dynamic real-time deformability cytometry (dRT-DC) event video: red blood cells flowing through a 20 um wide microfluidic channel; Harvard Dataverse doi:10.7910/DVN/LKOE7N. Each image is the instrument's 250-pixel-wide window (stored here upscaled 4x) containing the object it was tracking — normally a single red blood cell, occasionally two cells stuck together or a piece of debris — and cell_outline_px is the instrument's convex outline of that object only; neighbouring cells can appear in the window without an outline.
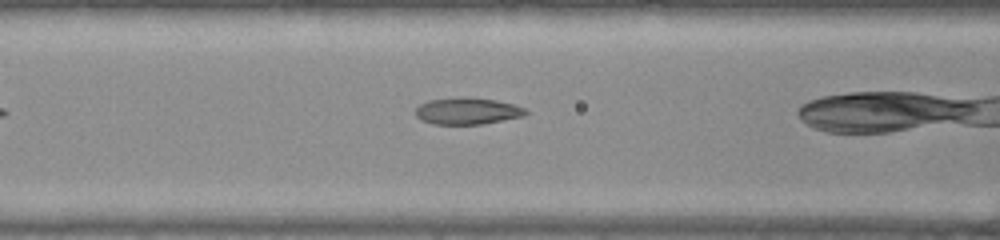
{"species": "common noctule bat (a hibernating species)", "species_latin": "Nyctalus noctula", "temperature_condition": "warm", "stored_images_in_passage": 28, "camera_frame_rate_fps": 3000, "um_per_image_px": 0.085, "animal": {"sex": "female", "body_mass_g": 22.0, "forearm_length_mm": 56.7}, "frame": {"image": 1, "passage_image": 8, "time_ms": 2.333, "image_size_px": [1000, 240], "cell_outline_px": [[528, 112], [524, 116], [484, 124], [432, 124], [416, 116], [416, 108], [420, 104], [428, 100], [496, 100], [512, 104], [524, 108]], "centroid_in_image_um": [39.75, 9.49], "position_along_channel_um": 126.8, "area_um2": 16.18}}
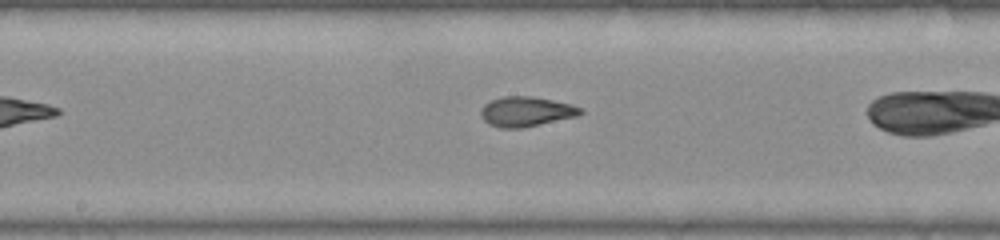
{"frame": {"image": 2, "passage_image": 14, "time_ms": 4.333, "image_size_px": [1000, 240], "cell_outline_px": [[584, 112], [576, 116], [520, 128], [500, 128], [488, 124], [480, 116], [480, 112], [484, 104], [492, 100], [504, 96], [532, 96], [572, 104], [580, 108]], "centroid_in_image_um": [44.68, 9.48], "position_along_channel_um": 203.5, "area_um2": 17.17}}
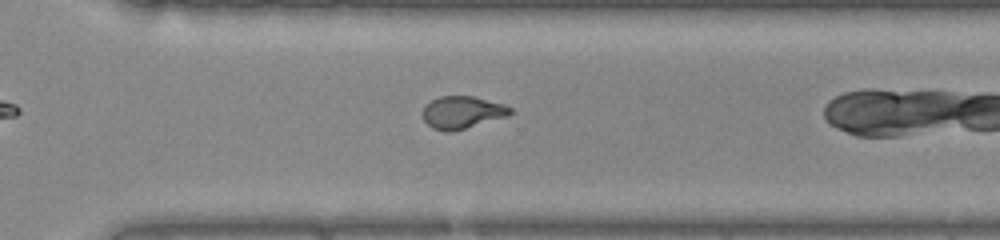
{"frame": {"image": 3, "passage_image": 24, "time_ms": 7.667, "image_size_px": [1000, 240], "cell_outline_px": [[512, 112], [508, 116], [464, 128], [448, 132], [432, 128], [424, 120], [424, 108], [432, 100], [440, 96], [472, 96], [500, 104], [512, 108]], "centroid_in_image_um": [39.28, 9.55], "position_along_channel_um": 331.3, "area_um2": 16.01}}